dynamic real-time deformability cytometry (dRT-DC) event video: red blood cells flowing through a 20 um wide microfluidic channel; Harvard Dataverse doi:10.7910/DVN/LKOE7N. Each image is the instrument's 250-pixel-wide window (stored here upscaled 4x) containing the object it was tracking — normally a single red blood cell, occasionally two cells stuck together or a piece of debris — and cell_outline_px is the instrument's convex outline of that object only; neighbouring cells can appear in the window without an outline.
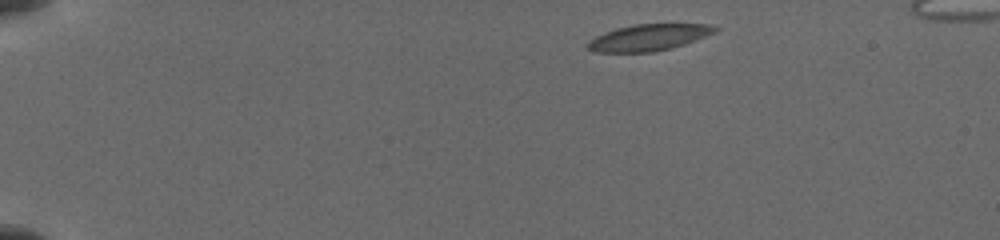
{"species": "common noctule bat (a hibernating species)", "species_latin": "Nyctalus noctula", "temperature_condition": "cold", "stored_images_in_passage": 53, "camera_frame_rate_fps": 3000, "um_per_image_px": 0.085, "animal": {"sex": "female", "body_mass_g": 19.5, "forearm_length_mm": 54.1}, "frame": {"image": 1, "passage_image": 1, "time_ms": 0.0, "image_size_px": [1000, 240], "cell_outline_px": [[720, 28], [716, 32], [684, 44], [672, 48], [652, 52], [596, 52], [588, 48], [588, 40], [604, 32], [616, 28], [632, 24], [708, 24]], "centroid_in_image_um": [55.14, 3.18], "position_along_channel_um": 29.9, "area_um2": 19.59}}
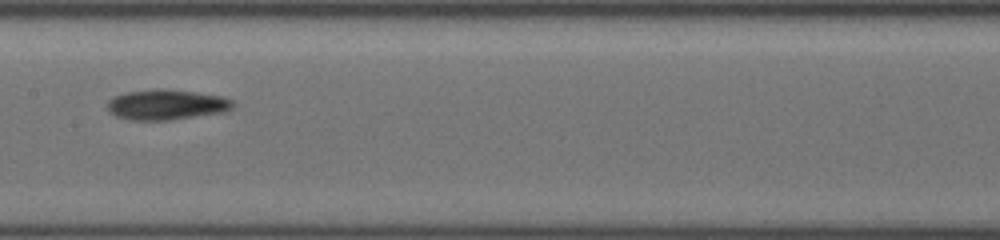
{"frame": {"image": 2, "passage_image": 18, "time_ms": 6.667, "image_size_px": [1000, 240], "cell_outline_px": [[236, 104], [232, 108], [220, 112], [164, 120], [132, 120], [116, 116], [108, 108], [108, 100], [112, 96], [124, 92], [156, 88], [160, 88], [196, 92], [224, 96], [236, 100]], "centroid_in_image_um": [14.15, 8.86], "position_along_channel_um": 193.2, "area_um2": 22.14}}
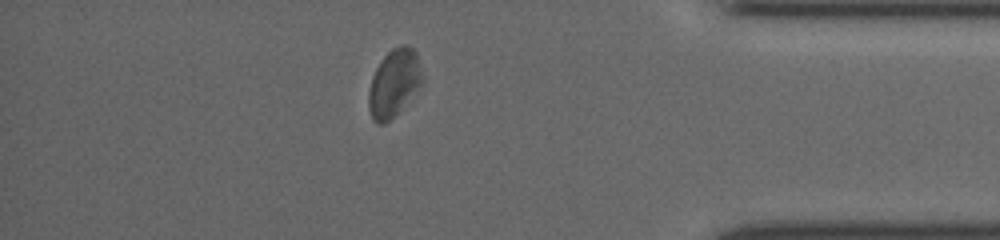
{"frame": {"image": 3, "passage_image": 45, "time_ms": 12.667, "image_size_px": [1000, 240], "cell_outline_px": [[424, 80], [396, 112], [384, 124], [376, 124], [372, 120], [368, 108], [368, 92], [372, 76], [380, 60], [392, 48], [400, 44], [408, 44], [416, 52]], "centroid_in_image_um": [33.45, 7.02], "position_along_channel_um": 401.7, "area_um2": 20.81}}